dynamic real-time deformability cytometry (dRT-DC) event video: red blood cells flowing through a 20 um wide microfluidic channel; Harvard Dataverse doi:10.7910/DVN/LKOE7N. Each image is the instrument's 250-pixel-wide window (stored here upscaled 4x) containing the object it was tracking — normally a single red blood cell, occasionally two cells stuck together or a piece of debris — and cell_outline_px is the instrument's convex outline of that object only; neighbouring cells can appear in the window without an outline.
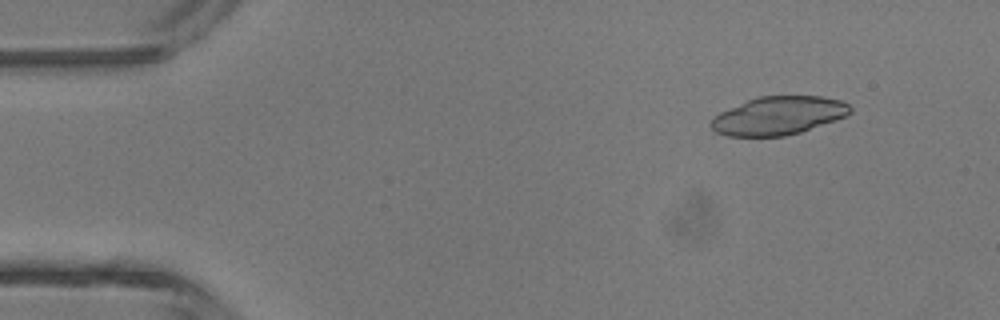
{"species": "common noctule bat (a hibernating species)", "species_latin": "Nyctalus noctula", "temperature_condition": "room temperature", "stored_images_in_passage": 4, "camera_frame_rate_fps": 3000, "um_per_image_px": 0.085, "animal": {"sex": "male", "body_mass_g": 13.3}, "frame": {"image": 1, "passage_image": 2, "time_ms": 0.333, "image_size_px": [1000, 320], "cell_outline_px": [[852, 112], [848, 116], [800, 132], [784, 136], [728, 136], [716, 132], [708, 124], [720, 112], [748, 100], [760, 96], [820, 96], [840, 100], [848, 104], [852, 108]], "centroid_in_image_um": [66.19, 9.83], "position_along_channel_um": 18.8, "area_um2": 30.92}}